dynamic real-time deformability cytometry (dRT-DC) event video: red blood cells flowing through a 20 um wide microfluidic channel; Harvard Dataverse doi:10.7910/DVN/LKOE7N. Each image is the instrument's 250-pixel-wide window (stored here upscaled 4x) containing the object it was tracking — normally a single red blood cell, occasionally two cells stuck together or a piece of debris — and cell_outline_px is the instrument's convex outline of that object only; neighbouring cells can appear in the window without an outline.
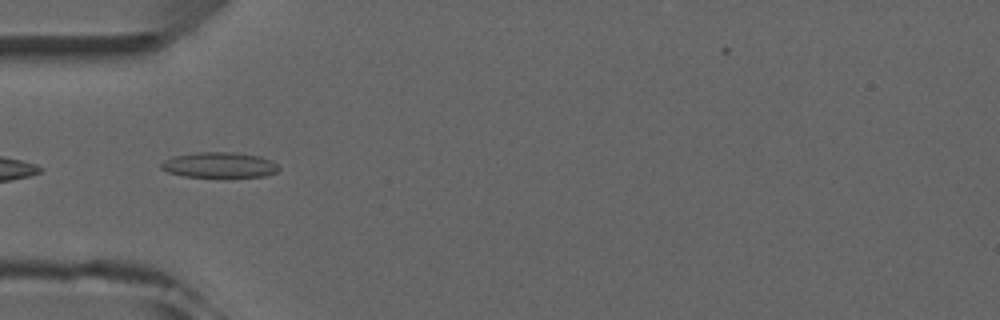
{"species": "common noctule bat (a hibernating species)", "species_latin": "Nyctalus noctula", "temperature_condition": "room temperature", "stored_images_in_passage": 8, "camera_frame_rate_fps": 3000, "um_per_image_px": 0.085, "animal": {"sex": "male", "forearm_length_mm": 52.5}, "frame": {"image": 1, "passage_image": 5, "time_ms": 4.667, "image_size_px": [1000, 320], "cell_outline_px": [[280, 168], [276, 172], [264, 176], [184, 176], [168, 172], [160, 168], [160, 164], [164, 160], [172, 156], [196, 152], [236, 152], [260, 156], [272, 160]], "centroid_in_image_um": [18.63, 14.0], "position_along_channel_um": 66.4, "area_um2": 17.34}}
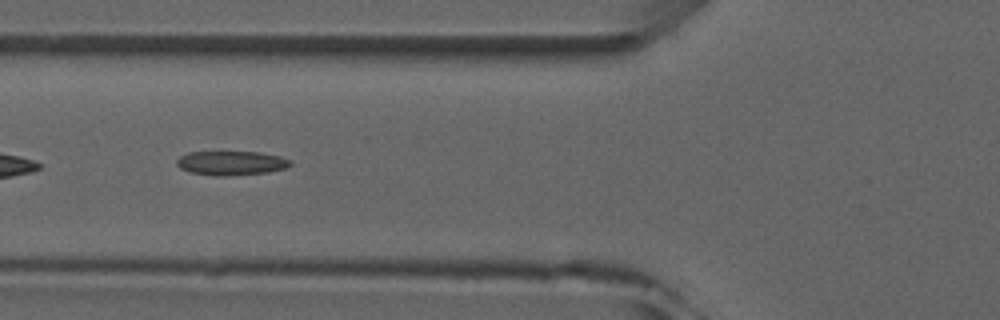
{"frame": {"image": 2, "passage_image": 6, "time_ms": 5.667, "image_size_px": [1000, 320], "cell_outline_px": [[292, 164], [284, 168], [268, 172], [228, 176], [216, 176], [192, 172], [180, 168], [176, 164], [176, 160], [180, 156], [188, 152], [260, 152], [280, 156], [292, 160]], "centroid_in_image_um": [19.66, 13.85], "position_along_channel_um": 106.1, "area_um2": 16.01}}
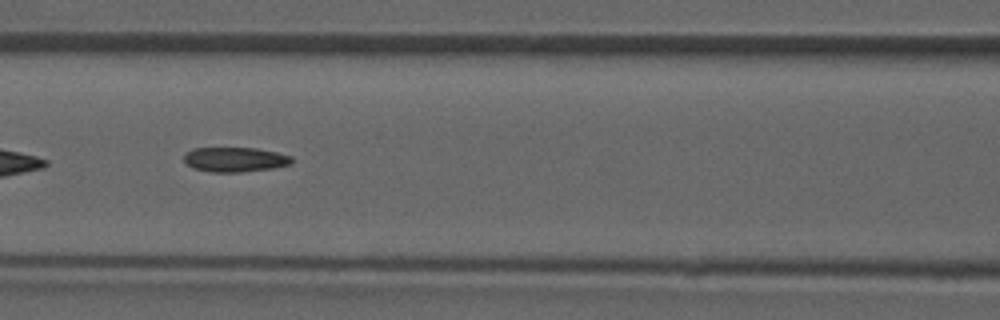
{"frame": {"image": 3, "passage_image": 7, "time_ms": 6.667, "image_size_px": [1000, 320], "cell_outline_px": [[292, 164], [272, 168], [240, 172], [212, 172], [192, 168], [184, 164], [184, 156], [192, 148], [256, 148], [276, 152], [292, 156]], "centroid_in_image_um": [19.95, 13.56], "position_along_channel_um": 146.6, "area_um2": 15.55}}